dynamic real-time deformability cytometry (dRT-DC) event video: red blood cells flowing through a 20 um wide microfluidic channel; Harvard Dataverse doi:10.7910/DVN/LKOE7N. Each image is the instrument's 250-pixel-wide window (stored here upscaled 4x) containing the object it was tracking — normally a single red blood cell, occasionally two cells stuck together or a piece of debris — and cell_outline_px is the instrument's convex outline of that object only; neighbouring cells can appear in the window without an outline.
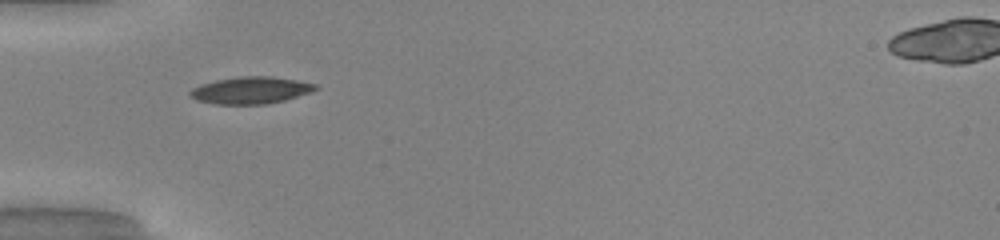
{"species": "common noctule bat (a hibernating species)", "species_latin": "Nyctalus noctula", "temperature_condition": "warm", "stored_images_in_passage": 4, "camera_frame_rate_fps": 3000, "um_per_image_px": 0.085, "animal": {"sex": "male", "body_mass_g": 20.0, "forearm_length_mm": 53.3}, "frame": {"image": 1, "passage_image": 1, "time_ms": 0.0, "image_size_px": [1000, 240], "cell_outline_px": [[320, 88], [312, 92], [284, 100], [268, 104], [216, 104], [196, 100], [188, 96], [188, 92], [192, 88], [200, 84], [216, 80], [240, 76], [272, 76], [296, 80], [316, 84]], "centroid_in_image_um": [21.3, 7.67], "position_along_channel_um": 63.7, "area_um2": 19.88}}
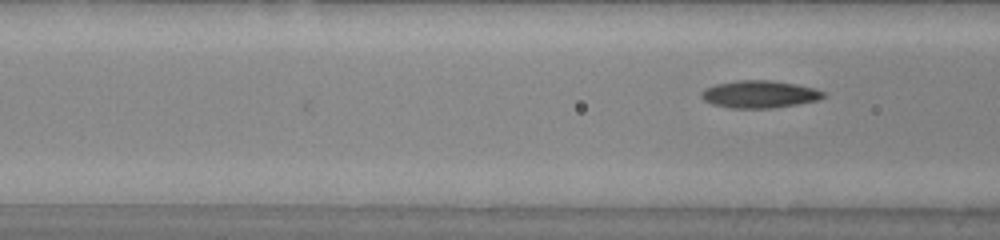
{"frame": {"image": 2, "passage_image": 4, "time_ms": 1.0, "image_size_px": [1000, 240], "cell_outline_px": [[828, 96], [820, 100], [772, 108], [732, 108], [712, 104], [704, 100], [700, 96], [700, 92], [704, 88], [716, 84], [736, 80], [772, 80], [796, 84], [816, 88], [824, 92]], "centroid_in_image_um": [64.57, 8.0], "position_along_channel_um": 102.0, "area_um2": 19.71}}